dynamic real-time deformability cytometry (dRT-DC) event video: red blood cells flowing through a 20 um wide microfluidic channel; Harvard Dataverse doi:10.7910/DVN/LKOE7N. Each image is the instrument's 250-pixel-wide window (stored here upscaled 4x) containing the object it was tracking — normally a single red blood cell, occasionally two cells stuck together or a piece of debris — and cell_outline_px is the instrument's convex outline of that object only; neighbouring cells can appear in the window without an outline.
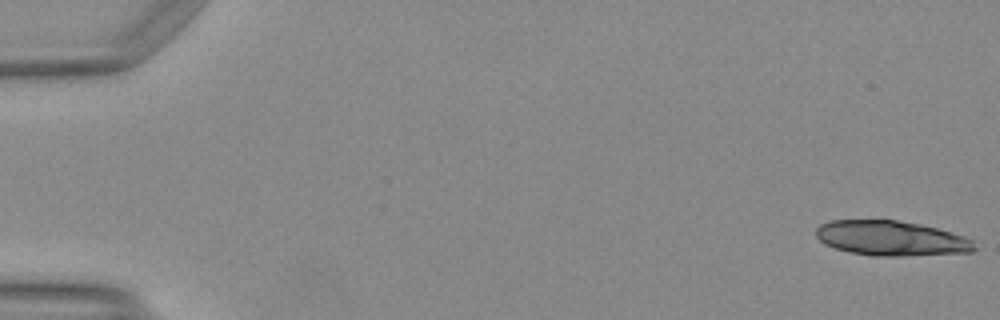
{"species": "Egyptian fruit bat (a non-hibernating species)", "species_latin": "Rousettus aegyptiacus", "temperature_condition": "warm", "stored_images_in_passage": 28, "camera_frame_rate_fps": 3000, "um_per_image_px": 0.085, "animal": {"sex": "female"}, "frame": {"image": 1, "passage_image": 1, "time_ms": 0.0, "image_size_px": [1000, 320], "cell_outline_px": [[976, 248], [972, 252], [904, 256], [872, 256], [848, 252], [824, 244], [816, 236], [816, 228], [820, 224], [832, 220], [896, 220], [920, 224], [936, 228], [964, 236], [972, 240]], "centroid_in_image_um": [75.73, 20.26], "position_along_channel_um": 9.3, "area_um2": 32.25}}
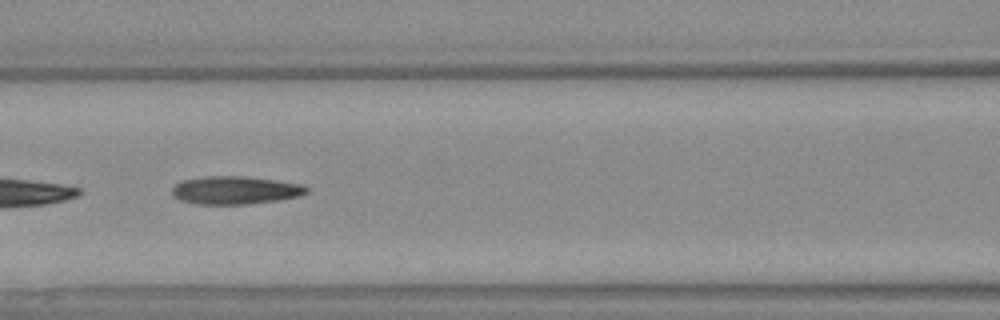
{"frame": {"image": 2, "passage_image": 23, "time_ms": 7.333, "image_size_px": [1000, 320], "cell_outline_px": [[308, 192], [300, 196], [280, 200], [248, 204], [196, 204], [180, 200], [172, 196], [172, 188], [176, 184], [184, 180], [204, 176], [244, 176], [300, 184], [308, 188]], "centroid_in_image_um": [19.97, 16.17], "position_along_channel_um": 146.6, "area_um2": 21.91}}